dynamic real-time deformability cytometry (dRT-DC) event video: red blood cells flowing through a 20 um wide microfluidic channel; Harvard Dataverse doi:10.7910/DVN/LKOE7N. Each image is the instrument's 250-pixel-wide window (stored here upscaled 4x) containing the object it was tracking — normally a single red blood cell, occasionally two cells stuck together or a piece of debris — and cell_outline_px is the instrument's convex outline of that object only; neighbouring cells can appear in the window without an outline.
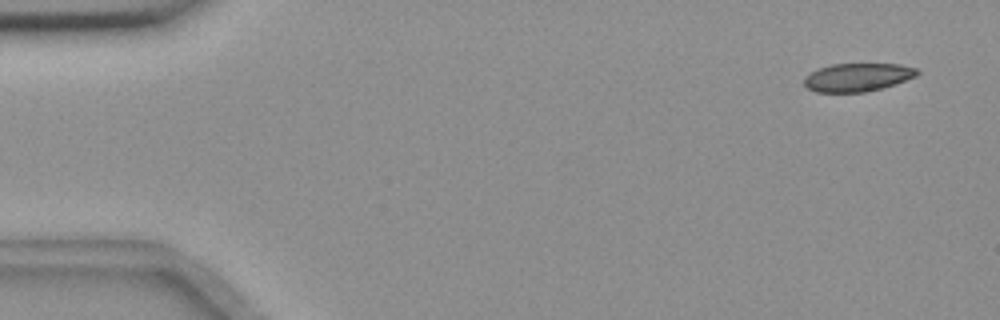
{"species": "common noctule bat (a hibernating species)", "species_latin": "Nyctalus noctula", "temperature_condition": "room temperature", "stored_images_in_passage": 23, "camera_frame_rate_fps": 3000, "um_per_image_px": 0.085, "animal": {"sex": "female", "body_mass_g": 18.4}, "frame": {"image": 1, "passage_image": 3, "time_ms": 0.667, "image_size_px": [1000, 320], "cell_outline_px": [[920, 72], [916, 76], [880, 88], [864, 92], [816, 92], [808, 88], [804, 84], [804, 76], [820, 68], [832, 64], [900, 64], [916, 68]], "centroid_in_image_um": [72.87, 6.56], "position_along_channel_um": 12.1, "area_um2": 18.32}}
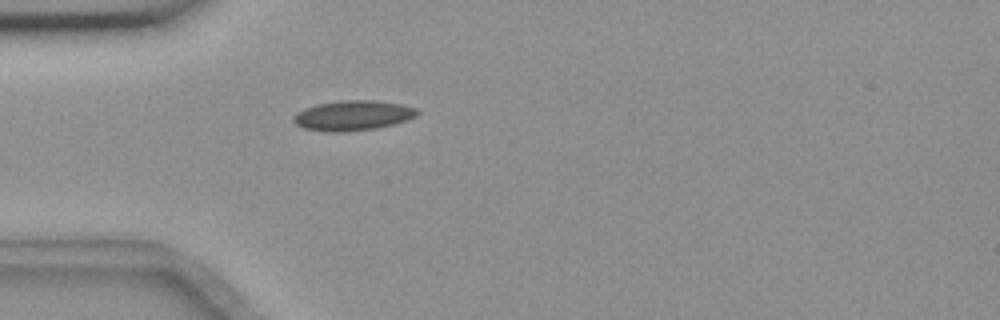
{"frame": {"image": 2, "passage_image": 16, "time_ms": 5.0, "image_size_px": [1000, 320], "cell_outline_px": [[420, 112], [416, 116], [392, 124], [376, 128], [344, 132], [324, 132], [304, 128], [296, 124], [292, 120], [292, 116], [296, 112], [304, 108], [316, 104], [340, 100], [376, 100], [400, 104], [416, 108]], "centroid_in_image_um": [29.94, 9.81], "position_along_channel_um": 55.1, "area_um2": 21.73}}
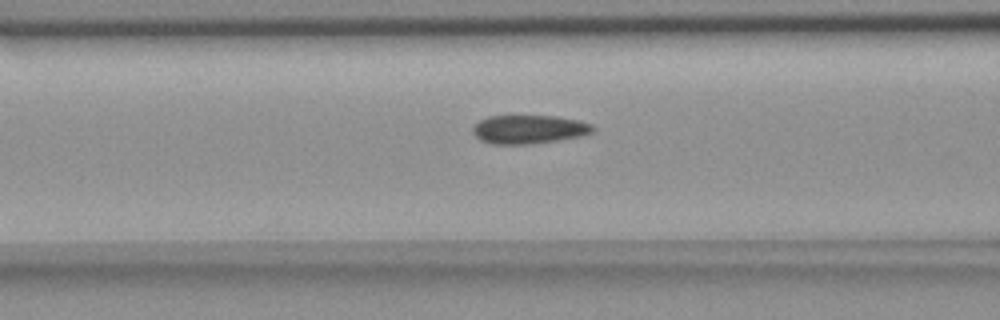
{"frame": {"image": 3, "passage_image": 22, "time_ms": 7.0, "image_size_px": [1000, 320], "cell_outline_px": [[596, 128], [592, 132], [584, 136], [532, 144], [492, 144], [480, 140], [472, 132], [472, 128], [480, 120], [488, 116], [556, 116], [576, 120], [592, 124]], "centroid_in_image_um": [44.97, 11.0], "position_along_channel_um": 121.6, "area_um2": 20.11}}